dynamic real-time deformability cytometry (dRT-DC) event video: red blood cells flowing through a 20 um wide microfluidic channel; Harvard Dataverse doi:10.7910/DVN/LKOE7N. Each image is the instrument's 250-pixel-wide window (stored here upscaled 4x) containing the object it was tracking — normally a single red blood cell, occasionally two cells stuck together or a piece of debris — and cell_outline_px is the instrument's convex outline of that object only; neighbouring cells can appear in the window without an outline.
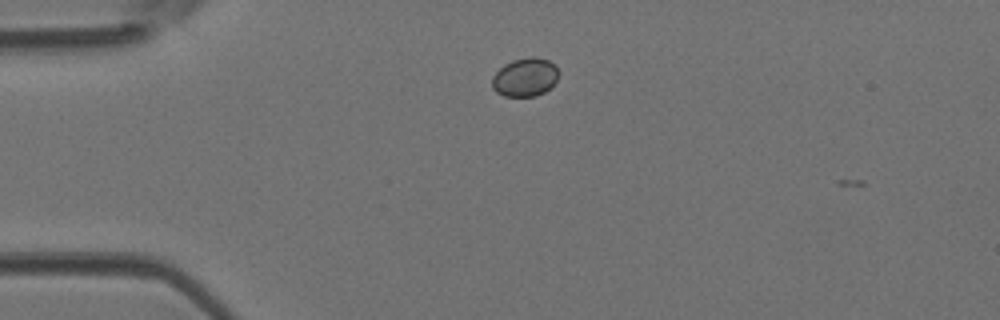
{"species": "Egyptian fruit bat (a non-hibernating species)", "species_latin": "Rousettus aegyptiacus", "temperature_condition": "room temperature", "stored_images_in_passage": 2, "camera_frame_rate_fps": 3000, "um_per_image_px": 0.085, "animal": {"sex": "female"}, "frame": {"image": 1, "passage_image": 1, "time_ms": 0.0, "image_size_px": [1000, 320], "cell_outline_px": [[560, 72], [552, 88], [536, 96], [504, 96], [496, 92], [492, 88], [492, 76], [504, 64], [512, 60], [532, 56], [548, 60], [556, 64]], "centroid_in_image_um": [44.66, 6.56], "position_along_channel_um": 40.3, "area_um2": 15.2}}